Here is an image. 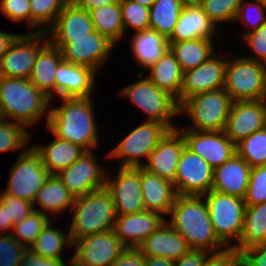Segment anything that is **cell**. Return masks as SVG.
<instances>
[{
  "label": "cell",
  "instance_id": "obj_56",
  "mask_svg": "<svg viewBox=\"0 0 266 266\" xmlns=\"http://www.w3.org/2000/svg\"><path fill=\"white\" fill-rule=\"evenodd\" d=\"M13 226V222L8 221L7 205L0 201V234H11Z\"/></svg>",
  "mask_w": 266,
  "mask_h": 266
},
{
  "label": "cell",
  "instance_id": "obj_51",
  "mask_svg": "<svg viewBox=\"0 0 266 266\" xmlns=\"http://www.w3.org/2000/svg\"><path fill=\"white\" fill-rule=\"evenodd\" d=\"M240 266H266V243L244 249L240 253Z\"/></svg>",
  "mask_w": 266,
  "mask_h": 266
},
{
  "label": "cell",
  "instance_id": "obj_15",
  "mask_svg": "<svg viewBox=\"0 0 266 266\" xmlns=\"http://www.w3.org/2000/svg\"><path fill=\"white\" fill-rule=\"evenodd\" d=\"M117 175L107 174L106 189L114 201L117 215L145 211L141 191V167H118Z\"/></svg>",
  "mask_w": 266,
  "mask_h": 266
},
{
  "label": "cell",
  "instance_id": "obj_10",
  "mask_svg": "<svg viewBox=\"0 0 266 266\" xmlns=\"http://www.w3.org/2000/svg\"><path fill=\"white\" fill-rule=\"evenodd\" d=\"M10 168L7 187L2 190L5 194L29 202H34L40 188L50 177L43 165L39 153L29 145Z\"/></svg>",
  "mask_w": 266,
  "mask_h": 266
},
{
  "label": "cell",
  "instance_id": "obj_37",
  "mask_svg": "<svg viewBox=\"0 0 266 266\" xmlns=\"http://www.w3.org/2000/svg\"><path fill=\"white\" fill-rule=\"evenodd\" d=\"M183 7L180 0H155L149 8L150 29L156 30L168 39Z\"/></svg>",
  "mask_w": 266,
  "mask_h": 266
},
{
  "label": "cell",
  "instance_id": "obj_20",
  "mask_svg": "<svg viewBox=\"0 0 266 266\" xmlns=\"http://www.w3.org/2000/svg\"><path fill=\"white\" fill-rule=\"evenodd\" d=\"M185 146L182 133L177 128L169 130L150 153L142 168L174 183L178 161Z\"/></svg>",
  "mask_w": 266,
  "mask_h": 266
},
{
  "label": "cell",
  "instance_id": "obj_39",
  "mask_svg": "<svg viewBox=\"0 0 266 266\" xmlns=\"http://www.w3.org/2000/svg\"><path fill=\"white\" fill-rule=\"evenodd\" d=\"M30 131L19 123L0 118V154L14 150L22 153L31 142Z\"/></svg>",
  "mask_w": 266,
  "mask_h": 266
},
{
  "label": "cell",
  "instance_id": "obj_17",
  "mask_svg": "<svg viewBox=\"0 0 266 266\" xmlns=\"http://www.w3.org/2000/svg\"><path fill=\"white\" fill-rule=\"evenodd\" d=\"M219 52L222 51L219 50L206 62L183 73V81L179 94V105L192 95L216 91L224 87L227 66V58L225 57L229 55V50L227 51V55H222Z\"/></svg>",
  "mask_w": 266,
  "mask_h": 266
},
{
  "label": "cell",
  "instance_id": "obj_34",
  "mask_svg": "<svg viewBox=\"0 0 266 266\" xmlns=\"http://www.w3.org/2000/svg\"><path fill=\"white\" fill-rule=\"evenodd\" d=\"M52 222L54 220L46 225L29 249L43 258L65 259L63 253L66 252V249L67 251L70 248L74 249L69 226L66 227V230L61 227L56 228Z\"/></svg>",
  "mask_w": 266,
  "mask_h": 266
},
{
  "label": "cell",
  "instance_id": "obj_50",
  "mask_svg": "<svg viewBox=\"0 0 266 266\" xmlns=\"http://www.w3.org/2000/svg\"><path fill=\"white\" fill-rule=\"evenodd\" d=\"M203 266H240V252L234 247L210 252Z\"/></svg>",
  "mask_w": 266,
  "mask_h": 266
},
{
  "label": "cell",
  "instance_id": "obj_5",
  "mask_svg": "<svg viewBox=\"0 0 266 266\" xmlns=\"http://www.w3.org/2000/svg\"><path fill=\"white\" fill-rule=\"evenodd\" d=\"M137 80L120 90L122 99H126L146 116L145 121L165 124L170 130L176 129L174 122L179 116V105L168 92L159 89L144 74H136Z\"/></svg>",
  "mask_w": 266,
  "mask_h": 266
},
{
  "label": "cell",
  "instance_id": "obj_6",
  "mask_svg": "<svg viewBox=\"0 0 266 266\" xmlns=\"http://www.w3.org/2000/svg\"><path fill=\"white\" fill-rule=\"evenodd\" d=\"M232 102L224 88L192 95L179 105V116L185 115L191 123L177 129L223 131Z\"/></svg>",
  "mask_w": 266,
  "mask_h": 266
},
{
  "label": "cell",
  "instance_id": "obj_1",
  "mask_svg": "<svg viewBox=\"0 0 266 266\" xmlns=\"http://www.w3.org/2000/svg\"><path fill=\"white\" fill-rule=\"evenodd\" d=\"M61 105L50 104L46 129L53 136L69 141L86 151L97 150L100 144L93 97L58 98ZM54 105V106H53ZM99 130V131H98Z\"/></svg>",
  "mask_w": 266,
  "mask_h": 266
},
{
  "label": "cell",
  "instance_id": "obj_42",
  "mask_svg": "<svg viewBox=\"0 0 266 266\" xmlns=\"http://www.w3.org/2000/svg\"><path fill=\"white\" fill-rule=\"evenodd\" d=\"M266 21V3L260 0H242L239 10L233 24H242L246 29L242 33L237 34L241 38L258 29Z\"/></svg>",
  "mask_w": 266,
  "mask_h": 266
},
{
  "label": "cell",
  "instance_id": "obj_31",
  "mask_svg": "<svg viewBox=\"0 0 266 266\" xmlns=\"http://www.w3.org/2000/svg\"><path fill=\"white\" fill-rule=\"evenodd\" d=\"M48 143H35L33 148L39 153L43 165L51 175H57L69 167L86 150L77 144L53 137Z\"/></svg>",
  "mask_w": 266,
  "mask_h": 266
},
{
  "label": "cell",
  "instance_id": "obj_46",
  "mask_svg": "<svg viewBox=\"0 0 266 266\" xmlns=\"http://www.w3.org/2000/svg\"><path fill=\"white\" fill-rule=\"evenodd\" d=\"M26 249L12 234H0V266H19Z\"/></svg>",
  "mask_w": 266,
  "mask_h": 266
},
{
  "label": "cell",
  "instance_id": "obj_54",
  "mask_svg": "<svg viewBox=\"0 0 266 266\" xmlns=\"http://www.w3.org/2000/svg\"><path fill=\"white\" fill-rule=\"evenodd\" d=\"M209 253L206 250L191 249L188 253L174 261V266H203Z\"/></svg>",
  "mask_w": 266,
  "mask_h": 266
},
{
  "label": "cell",
  "instance_id": "obj_38",
  "mask_svg": "<svg viewBox=\"0 0 266 266\" xmlns=\"http://www.w3.org/2000/svg\"><path fill=\"white\" fill-rule=\"evenodd\" d=\"M70 0H29L31 32H46Z\"/></svg>",
  "mask_w": 266,
  "mask_h": 266
},
{
  "label": "cell",
  "instance_id": "obj_52",
  "mask_svg": "<svg viewBox=\"0 0 266 266\" xmlns=\"http://www.w3.org/2000/svg\"><path fill=\"white\" fill-rule=\"evenodd\" d=\"M72 260L73 256L68 260L43 258L33 253L30 249H26L19 266H72Z\"/></svg>",
  "mask_w": 266,
  "mask_h": 266
},
{
  "label": "cell",
  "instance_id": "obj_27",
  "mask_svg": "<svg viewBox=\"0 0 266 266\" xmlns=\"http://www.w3.org/2000/svg\"><path fill=\"white\" fill-rule=\"evenodd\" d=\"M141 191L146 211L168 216L177 197L172 182L152 174L141 167Z\"/></svg>",
  "mask_w": 266,
  "mask_h": 266
},
{
  "label": "cell",
  "instance_id": "obj_41",
  "mask_svg": "<svg viewBox=\"0 0 266 266\" xmlns=\"http://www.w3.org/2000/svg\"><path fill=\"white\" fill-rule=\"evenodd\" d=\"M51 220L48 215L34 211L30 216L16 223L11 234L21 245L29 249Z\"/></svg>",
  "mask_w": 266,
  "mask_h": 266
},
{
  "label": "cell",
  "instance_id": "obj_21",
  "mask_svg": "<svg viewBox=\"0 0 266 266\" xmlns=\"http://www.w3.org/2000/svg\"><path fill=\"white\" fill-rule=\"evenodd\" d=\"M55 74V98L94 97L98 74L91 68L63 60Z\"/></svg>",
  "mask_w": 266,
  "mask_h": 266
},
{
  "label": "cell",
  "instance_id": "obj_4",
  "mask_svg": "<svg viewBox=\"0 0 266 266\" xmlns=\"http://www.w3.org/2000/svg\"><path fill=\"white\" fill-rule=\"evenodd\" d=\"M72 242L113 229L117 217L114 201L105 188L75 197L70 210Z\"/></svg>",
  "mask_w": 266,
  "mask_h": 266
},
{
  "label": "cell",
  "instance_id": "obj_59",
  "mask_svg": "<svg viewBox=\"0 0 266 266\" xmlns=\"http://www.w3.org/2000/svg\"><path fill=\"white\" fill-rule=\"evenodd\" d=\"M184 6L200 5L202 0H180Z\"/></svg>",
  "mask_w": 266,
  "mask_h": 266
},
{
  "label": "cell",
  "instance_id": "obj_48",
  "mask_svg": "<svg viewBox=\"0 0 266 266\" xmlns=\"http://www.w3.org/2000/svg\"><path fill=\"white\" fill-rule=\"evenodd\" d=\"M0 201L7 205L8 221H12L13 225L30 216L34 211L32 202L10 196L0 191Z\"/></svg>",
  "mask_w": 266,
  "mask_h": 266
},
{
  "label": "cell",
  "instance_id": "obj_58",
  "mask_svg": "<svg viewBox=\"0 0 266 266\" xmlns=\"http://www.w3.org/2000/svg\"><path fill=\"white\" fill-rule=\"evenodd\" d=\"M145 266H174V261L159 256H145Z\"/></svg>",
  "mask_w": 266,
  "mask_h": 266
},
{
  "label": "cell",
  "instance_id": "obj_16",
  "mask_svg": "<svg viewBox=\"0 0 266 266\" xmlns=\"http://www.w3.org/2000/svg\"><path fill=\"white\" fill-rule=\"evenodd\" d=\"M214 168L186 146L178 161L173 183L177 195L201 196L213 186Z\"/></svg>",
  "mask_w": 266,
  "mask_h": 266
},
{
  "label": "cell",
  "instance_id": "obj_14",
  "mask_svg": "<svg viewBox=\"0 0 266 266\" xmlns=\"http://www.w3.org/2000/svg\"><path fill=\"white\" fill-rule=\"evenodd\" d=\"M73 247L72 266H110L127 249L113 229L82 237Z\"/></svg>",
  "mask_w": 266,
  "mask_h": 266
},
{
  "label": "cell",
  "instance_id": "obj_25",
  "mask_svg": "<svg viewBox=\"0 0 266 266\" xmlns=\"http://www.w3.org/2000/svg\"><path fill=\"white\" fill-rule=\"evenodd\" d=\"M251 167L237 153L222 165L214 168L211 190L244 199Z\"/></svg>",
  "mask_w": 266,
  "mask_h": 266
},
{
  "label": "cell",
  "instance_id": "obj_29",
  "mask_svg": "<svg viewBox=\"0 0 266 266\" xmlns=\"http://www.w3.org/2000/svg\"><path fill=\"white\" fill-rule=\"evenodd\" d=\"M74 199V195L65 187L58 176L50 175L38 191L33 205L35 211L48 215L52 220L55 218L57 221L60 213H70Z\"/></svg>",
  "mask_w": 266,
  "mask_h": 266
},
{
  "label": "cell",
  "instance_id": "obj_9",
  "mask_svg": "<svg viewBox=\"0 0 266 266\" xmlns=\"http://www.w3.org/2000/svg\"><path fill=\"white\" fill-rule=\"evenodd\" d=\"M206 203L217 238L234 247L241 238L246 203L244 199L214 190L201 195Z\"/></svg>",
  "mask_w": 266,
  "mask_h": 266
},
{
  "label": "cell",
  "instance_id": "obj_43",
  "mask_svg": "<svg viewBox=\"0 0 266 266\" xmlns=\"http://www.w3.org/2000/svg\"><path fill=\"white\" fill-rule=\"evenodd\" d=\"M125 36L150 28L149 8L132 0H119ZM133 30V31H131Z\"/></svg>",
  "mask_w": 266,
  "mask_h": 266
},
{
  "label": "cell",
  "instance_id": "obj_47",
  "mask_svg": "<svg viewBox=\"0 0 266 266\" xmlns=\"http://www.w3.org/2000/svg\"><path fill=\"white\" fill-rule=\"evenodd\" d=\"M239 39L251 50V54L244 57L266 64V21L258 29Z\"/></svg>",
  "mask_w": 266,
  "mask_h": 266
},
{
  "label": "cell",
  "instance_id": "obj_35",
  "mask_svg": "<svg viewBox=\"0 0 266 266\" xmlns=\"http://www.w3.org/2000/svg\"><path fill=\"white\" fill-rule=\"evenodd\" d=\"M266 243V202L246 205L243 229L234 246L240 253L249 247Z\"/></svg>",
  "mask_w": 266,
  "mask_h": 266
},
{
  "label": "cell",
  "instance_id": "obj_60",
  "mask_svg": "<svg viewBox=\"0 0 266 266\" xmlns=\"http://www.w3.org/2000/svg\"><path fill=\"white\" fill-rule=\"evenodd\" d=\"M132 1L141 4L142 6L150 8L155 0H132Z\"/></svg>",
  "mask_w": 266,
  "mask_h": 266
},
{
  "label": "cell",
  "instance_id": "obj_23",
  "mask_svg": "<svg viewBox=\"0 0 266 266\" xmlns=\"http://www.w3.org/2000/svg\"><path fill=\"white\" fill-rule=\"evenodd\" d=\"M218 26L206 15L200 5L184 6L168 42L193 39L224 40Z\"/></svg>",
  "mask_w": 266,
  "mask_h": 266
},
{
  "label": "cell",
  "instance_id": "obj_19",
  "mask_svg": "<svg viewBox=\"0 0 266 266\" xmlns=\"http://www.w3.org/2000/svg\"><path fill=\"white\" fill-rule=\"evenodd\" d=\"M186 147L216 168L236 153V145L223 131L179 130Z\"/></svg>",
  "mask_w": 266,
  "mask_h": 266
},
{
  "label": "cell",
  "instance_id": "obj_22",
  "mask_svg": "<svg viewBox=\"0 0 266 266\" xmlns=\"http://www.w3.org/2000/svg\"><path fill=\"white\" fill-rule=\"evenodd\" d=\"M165 221L163 215L154 211L117 215L113 231L127 248H137Z\"/></svg>",
  "mask_w": 266,
  "mask_h": 266
},
{
  "label": "cell",
  "instance_id": "obj_30",
  "mask_svg": "<svg viewBox=\"0 0 266 266\" xmlns=\"http://www.w3.org/2000/svg\"><path fill=\"white\" fill-rule=\"evenodd\" d=\"M63 61L61 50L48 42L38 53L30 82L53 102L55 98L56 71Z\"/></svg>",
  "mask_w": 266,
  "mask_h": 266
},
{
  "label": "cell",
  "instance_id": "obj_24",
  "mask_svg": "<svg viewBox=\"0 0 266 266\" xmlns=\"http://www.w3.org/2000/svg\"><path fill=\"white\" fill-rule=\"evenodd\" d=\"M137 249L144 256H159L172 261L178 260L191 250L187 241L166 221L152 232Z\"/></svg>",
  "mask_w": 266,
  "mask_h": 266
},
{
  "label": "cell",
  "instance_id": "obj_32",
  "mask_svg": "<svg viewBox=\"0 0 266 266\" xmlns=\"http://www.w3.org/2000/svg\"><path fill=\"white\" fill-rule=\"evenodd\" d=\"M183 71L170 48L155 64L143 73L154 85L172 95L179 105Z\"/></svg>",
  "mask_w": 266,
  "mask_h": 266
},
{
  "label": "cell",
  "instance_id": "obj_44",
  "mask_svg": "<svg viewBox=\"0 0 266 266\" xmlns=\"http://www.w3.org/2000/svg\"><path fill=\"white\" fill-rule=\"evenodd\" d=\"M241 3L242 0H202L200 6L218 28H221L220 26L234 23Z\"/></svg>",
  "mask_w": 266,
  "mask_h": 266
},
{
  "label": "cell",
  "instance_id": "obj_49",
  "mask_svg": "<svg viewBox=\"0 0 266 266\" xmlns=\"http://www.w3.org/2000/svg\"><path fill=\"white\" fill-rule=\"evenodd\" d=\"M2 13L14 23L26 22L30 28L29 0H0Z\"/></svg>",
  "mask_w": 266,
  "mask_h": 266
},
{
  "label": "cell",
  "instance_id": "obj_11",
  "mask_svg": "<svg viewBox=\"0 0 266 266\" xmlns=\"http://www.w3.org/2000/svg\"><path fill=\"white\" fill-rule=\"evenodd\" d=\"M59 48L64 61L91 68L97 74L110 59L116 45L97 31L81 38H48ZM103 66V67H102Z\"/></svg>",
  "mask_w": 266,
  "mask_h": 266
},
{
  "label": "cell",
  "instance_id": "obj_45",
  "mask_svg": "<svg viewBox=\"0 0 266 266\" xmlns=\"http://www.w3.org/2000/svg\"><path fill=\"white\" fill-rule=\"evenodd\" d=\"M244 201L246 205L266 202V165L251 168Z\"/></svg>",
  "mask_w": 266,
  "mask_h": 266
},
{
  "label": "cell",
  "instance_id": "obj_36",
  "mask_svg": "<svg viewBox=\"0 0 266 266\" xmlns=\"http://www.w3.org/2000/svg\"><path fill=\"white\" fill-rule=\"evenodd\" d=\"M94 30L106 36L116 46L125 39L119 0L89 11ZM120 41V42H119Z\"/></svg>",
  "mask_w": 266,
  "mask_h": 266
},
{
  "label": "cell",
  "instance_id": "obj_18",
  "mask_svg": "<svg viewBox=\"0 0 266 266\" xmlns=\"http://www.w3.org/2000/svg\"><path fill=\"white\" fill-rule=\"evenodd\" d=\"M266 127V99L233 101L223 132L236 145Z\"/></svg>",
  "mask_w": 266,
  "mask_h": 266
},
{
  "label": "cell",
  "instance_id": "obj_2",
  "mask_svg": "<svg viewBox=\"0 0 266 266\" xmlns=\"http://www.w3.org/2000/svg\"><path fill=\"white\" fill-rule=\"evenodd\" d=\"M51 103V99L29 79L0 76V118L19 123L29 130L45 116L46 126Z\"/></svg>",
  "mask_w": 266,
  "mask_h": 266
},
{
  "label": "cell",
  "instance_id": "obj_26",
  "mask_svg": "<svg viewBox=\"0 0 266 266\" xmlns=\"http://www.w3.org/2000/svg\"><path fill=\"white\" fill-rule=\"evenodd\" d=\"M131 34L130 41H128L129 51L133 61L144 69L138 74H143L166 53L169 49V42L164 35L150 28Z\"/></svg>",
  "mask_w": 266,
  "mask_h": 266
},
{
  "label": "cell",
  "instance_id": "obj_28",
  "mask_svg": "<svg viewBox=\"0 0 266 266\" xmlns=\"http://www.w3.org/2000/svg\"><path fill=\"white\" fill-rule=\"evenodd\" d=\"M94 31L90 12L69 1L46 32L48 38H81Z\"/></svg>",
  "mask_w": 266,
  "mask_h": 266
},
{
  "label": "cell",
  "instance_id": "obj_12",
  "mask_svg": "<svg viewBox=\"0 0 266 266\" xmlns=\"http://www.w3.org/2000/svg\"><path fill=\"white\" fill-rule=\"evenodd\" d=\"M48 42L47 32L18 34L0 60V76L29 79L39 51Z\"/></svg>",
  "mask_w": 266,
  "mask_h": 266
},
{
  "label": "cell",
  "instance_id": "obj_33",
  "mask_svg": "<svg viewBox=\"0 0 266 266\" xmlns=\"http://www.w3.org/2000/svg\"><path fill=\"white\" fill-rule=\"evenodd\" d=\"M215 41L216 44L225 42L224 40L200 38L181 42H169V48L174 53L182 71L185 72L206 62L218 51V49L216 50L218 47Z\"/></svg>",
  "mask_w": 266,
  "mask_h": 266
},
{
  "label": "cell",
  "instance_id": "obj_57",
  "mask_svg": "<svg viewBox=\"0 0 266 266\" xmlns=\"http://www.w3.org/2000/svg\"><path fill=\"white\" fill-rule=\"evenodd\" d=\"M18 34L0 30V60Z\"/></svg>",
  "mask_w": 266,
  "mask_h": 266
},
{
  "label": "cell",
  "instance_id": "obj_3",
  "mask_svg": "<svg viewBox=\"0 0 266 266\" xmlns=\"http://www.w3.org/2000/svg\"><path fill=\"white\" fill-rule=\"evenodd\" d=\"M166 222L187 241L191 249L217 252L226 248L214 232L202 196L177 195Z\"/></svg>",
  "mask_w": 266,
  "mask_h": 266
},
{
  "label": "cell",
  "instance_id": "obj_8",
  "mask_svg": "<svg viewBox=\"0 0 266 266\" xmlns=\"http://www.w3.org/2000/svg\"><path fill=\"white\" fill-rule=\"evenodd\" d=\"M169 130L165 124L144 120L122 137L104 157L110 161L120 159L119 167H142Z\"/></svg>",
  "mask_w": 266,
  "mask_h": 266
},
{
  "label": "cell",
  "instance_id": "obj_55",
  "mask_svg": "<svg viewBox=\"0 0 266 266\" xmlns=\"http://www.w3.org/2000/svg\"><path fill=\"white\" fill-rule=\"evenodd\" d=\"M76 7L90 11L100 6L114 3L116 0H70Z\"/></svg>",
  "mask_w": 266,
  "mask_h": 266
},
{
  "label": "cell",
  "instance_id": "obj_53",
  "mask_svg": "<svg viewBox=\"0 0 266 266\" xmlns=\"http://www.w3.org/2000/svg\"><path fill=\"white\" fill-rule=\"evenodd\" d=\"M110 266H145V256L137 248H127Z\"/></svg>",
  "mask_w": 266,
  "mask_h": 266
},
{
  "label": "cell",
  "instance_id": "obj_13",
  "mask_svg": "<svg viewBox=\"0 0 266 266\" xmlns=\"http://www.w3.org/2000/svg\"><path fill=\"white\" fill-rule=\"evenodd\" d=\"M94 151L96 150L85 151L69 167L57 174L74 197L105 188L108 168L103 162L100 163L98 154Z\"/></svg>",
  "mask_w": 266,
  "mask_h": 266
},
{
  "label": "cell",
  "instance_id": "obj_40",
  "mask_svg": "<svg viewBox=\"0 0 266 266\" xmlns=\"http://www.w3.org/2000/svg\"><path fill=\"white\" fill-rule=\"evenodd\" d=\"M236 153L251 168L266 165V127L236 144Z\"/></svg>",
  "mask_w": 266,
  "mask_h": 266
},
{
  "label": "cell",
  "instance_id": "obj_7",
  "mask_svg": "<svg viewBox=\"0 0 266 266\" xmlns=\"http://www.w3.org/2000/svg\"><path fill=\"white\" fill-rule=\"evenodd\" d=\"M232 56V57H231ZM224 89L232 101L266 99V64L229 51Z\"/></svg>",
  "mask_w": 266,
  "mask_h": 266
}]
</instances>
